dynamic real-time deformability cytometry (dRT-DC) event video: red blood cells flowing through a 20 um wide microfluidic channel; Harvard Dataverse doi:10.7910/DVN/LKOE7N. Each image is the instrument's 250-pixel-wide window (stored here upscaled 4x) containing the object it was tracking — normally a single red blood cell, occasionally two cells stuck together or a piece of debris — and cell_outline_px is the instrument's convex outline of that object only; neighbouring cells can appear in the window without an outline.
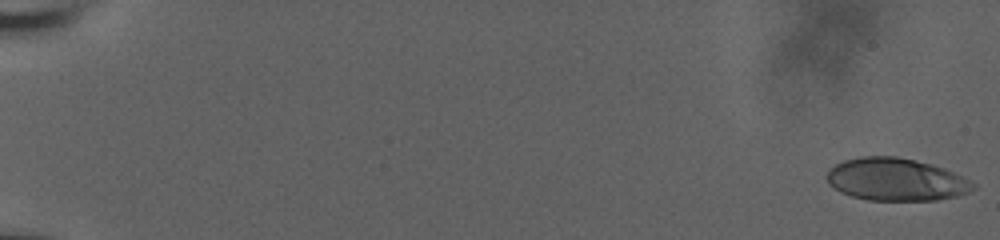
{"species": "human", "species_latin": "Homo sapiens", "temperature_condition": "room temperature", "stored_images_in_passage": 59, "camera_frame_rate_fps": 3000, "um_per_image_px": 0.085, "donor": {"sex": "male"}, "frame": {"image": 1, "passage_image": 1, "time_ms": 0.0, "image_size_px": [1000, 240], "cell_outline_px": [[976, 188], [968, 192], [956, 196], [936, 200], [868, 200], [852, 196], [840, 192], [828, 184], [828, 168], [844, 160], [860, 156], [896, 156], [932, 164], [944, 168], [976, 184]], "centroid_in_image_um": [76.13, 15.25], "position_along_channel_um": 8.9, "area_um2": 36.18}}
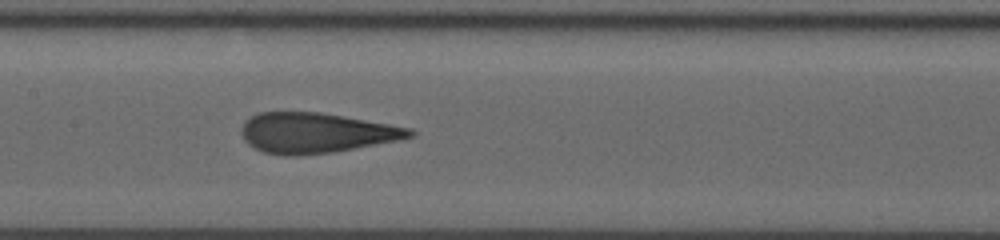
{"frame": {"image": 2, "passage_image": 32, "time_ms": 10.333, "image_size_px": [1000, 240], "cell_outline_px": [[416, 136], [396, 140], [332, 152], [296, 156], [288, 156], [264, 152], [248, 144], [244, 140], [240, 132], [240, 128], [252, 116], [260, 112], [320, 112], [412, 128], [416, 132]], "centroid_in_image_um": [26.85, 11.29], "position_along_channel_um": 180.5, "area_um2": 39.13}}
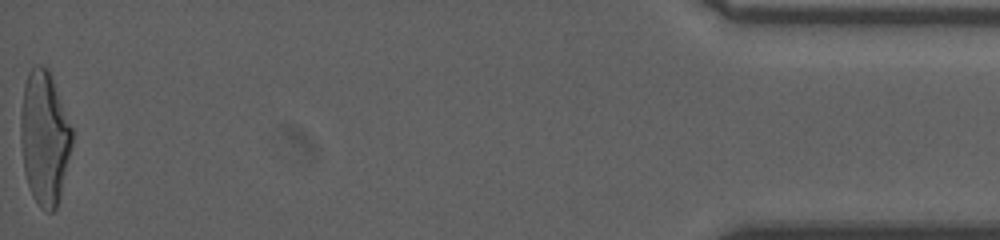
{"frame": {"image": 3, "passage_image": 59, "time_ms": 19.333, "image_size_px": [1000, 240], "cell_outline_px": [[72, 144], [60, 196], [56, 208], [52, 212], [48, 212], [40, 208], [32, 196], [24, 172], [20, 140], [20, 112], [24, 84], [28, 72], [36, 64], [40, 64], [48, 68], [52, 76], [72, 128]], "centroid_in_image_um": [3.76, 11.7], "position_along_channel_um": 431.4, "area_um2": 40.23}, "authors_computed_cell_mechanics": {"area_um2": 38.8994, "velocity_mm_per_s": 3.7477, "shape_relaxation_time_tau1_ms": 5.9058, "shape_relaxation_time_tau2_ms": 0.8849, "deformation_change_tau1": 0.2355, "deformation_change_tau2": 0.0871}}